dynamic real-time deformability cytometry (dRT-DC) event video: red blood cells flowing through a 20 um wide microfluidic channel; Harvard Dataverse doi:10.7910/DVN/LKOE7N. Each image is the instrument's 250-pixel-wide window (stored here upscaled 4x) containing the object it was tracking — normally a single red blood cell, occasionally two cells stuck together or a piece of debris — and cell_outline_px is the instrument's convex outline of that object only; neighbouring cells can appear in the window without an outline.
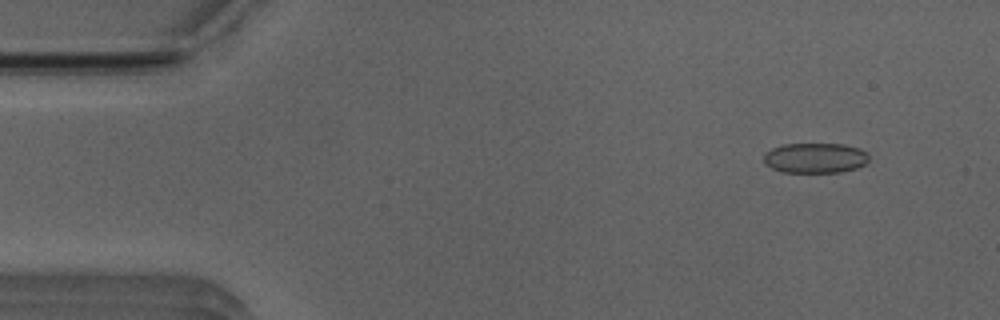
{"species": "Egyptian fruit bat (a non-hibernating species)", "species_latin": "Rousettus aegyptiacus", "temperature_condition": "room temperature", "stored_images_in_passage": 52, "camera_frame_rate_fps": 3000, "um_per_image_px": 0.085, "animal": {"sex": "male"}, "frame": {"image": 1, "passage_image": 5, "time_ms": 1.333, "image_size_px": [1000, 320], "cell_outline_px": [[868, 160], [864, 164], [856, 168], [840, 172], [780, 172], [764, 164], [764, 152], [772, 148], [784, 144], [844, 144], [860, 148], [868, 152]], "centroid_in_image_um": [69.28, 13.42], "position_along_channel_um": 15.7, "area_um2": 18.61}}
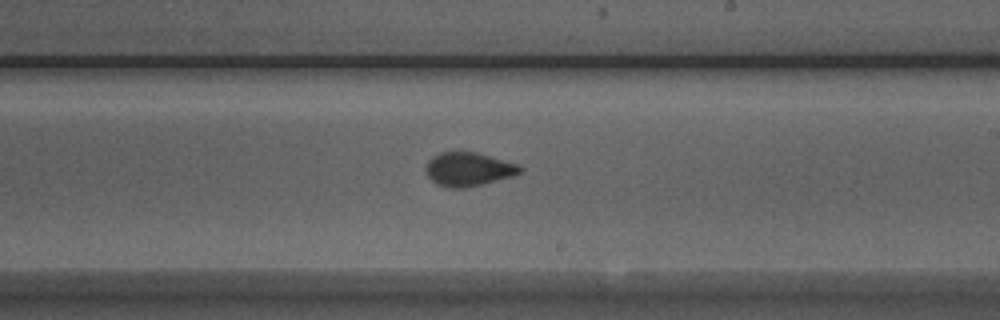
{"frame": {"image": 2, "passage_image": 30, "time_ms": 9.667, "image_size_px": [1000, 320], "cell_outline_px": [[524, 168], [516, 176], [464, 188], [448, 188], [436, 184], [428, 176], [428, 160], [432, 156], [440, 152], [476, 152], [516, 164]], "centroid_in_image_um": [39.84, 14.39], "position_along_channel_um": 249.2, "area_um2": 18.32}}
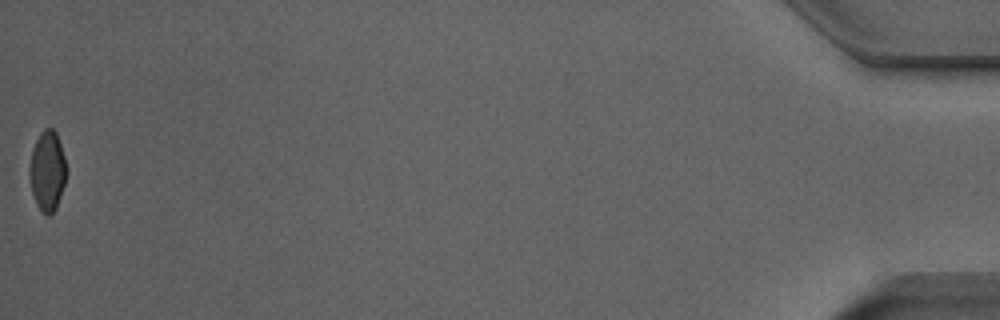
{"frame": {"image": 3, "passage_image": 52, "time_ms": 17.0, "image_size_px": [1000, 320], "cell_outline_px": [[68, 172], [56, 208], [48, 216], [36, 204], [32, 192], [28, 172], [32, 152], [36, 140], [40, 132], [44, 128], [52, 128], [56, 132], [68, 168]], "centroid_in_image_um": [4.04, 14.51], "position_along_channel_um": 431.2, "area_um2": 17.17}, "authors_computed_cell_mechanics": {"area_um2": 18.3226, "velocity_mm_per_s": 3.9451, "shape_relaxation_time_tau1_ms": null, "shape_relaxation_time_tau2_ms": 0.9011, "deformation_change_tau1": null, "deformation_change_tau2": 0.0604}}